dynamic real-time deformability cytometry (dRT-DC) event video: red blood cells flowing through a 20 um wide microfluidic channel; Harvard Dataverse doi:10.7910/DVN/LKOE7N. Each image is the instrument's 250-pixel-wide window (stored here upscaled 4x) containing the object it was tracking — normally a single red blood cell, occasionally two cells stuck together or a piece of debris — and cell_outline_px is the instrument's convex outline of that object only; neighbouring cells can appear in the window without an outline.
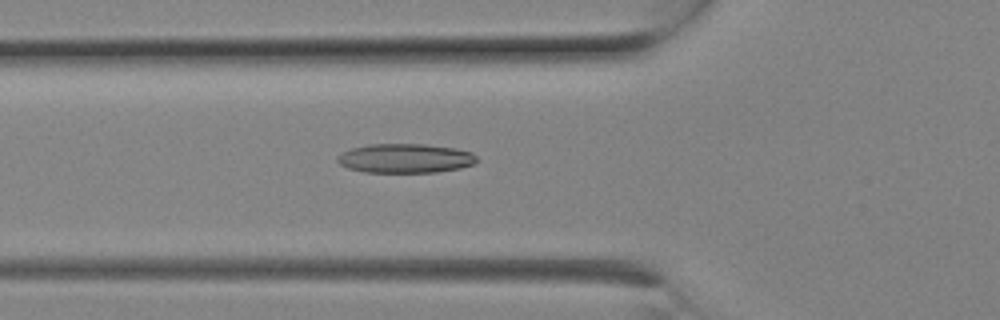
{"species": "Egyptian fruit bat (a non-hibernating species)", "species_latin": "Rousettus aegyptiacus", "temperature_condition": "room temperature", "stored_images_in_passage": 6, "camera_frame_rate_fps": 3000, "um_per_image_px": 0.085, "animal": {"sex": "female"}, "frame": {"image": 1, "passage_image": 6, "time_ms": 1.667, "image_size_px": [1000, 320], "cell_outline_px": [[476, 160], [472, 164], [460, 168], [436, 172], [364, 172], [348, 168], [340, 164], [336, 160], [336, 156], [340, 152], [352, 148], [368, 144], [424, 144], [456, 148], [472, 152], [476, 156]], "centroid_in_image_um": [34.4, 13.45], "position_along_channel_um": 91.4, "area_um2": 23.81}}